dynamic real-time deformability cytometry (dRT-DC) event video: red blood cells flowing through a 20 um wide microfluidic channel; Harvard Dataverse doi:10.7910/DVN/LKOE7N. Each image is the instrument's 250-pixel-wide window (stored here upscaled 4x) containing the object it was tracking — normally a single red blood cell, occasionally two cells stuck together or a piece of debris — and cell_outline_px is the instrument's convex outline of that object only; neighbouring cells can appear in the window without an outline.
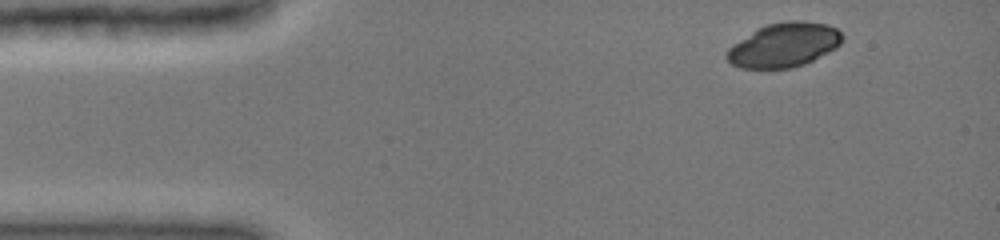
{"species": "common noctule bat (a hibernating species)", "species_latin": "Nyctalus noctula", "temperature_condition": "cold", "stored_images_in_passage": 4, "camera_frame_rate_fps": 3000, "um_per_image_px": 0.085, "animal": {"sex": "female", "body_mass_g": 19.0, "forearm_length_mm": 51.5}, "frame": {"image": 1, "passage_image": 1, "time_ms": 0.0, "image_size_px": [1000, 240], "cell_outline_px": [[840, 44], [836, 48], [804, 64], [788, 68], [744, 68], [732, 64], [728, 60], [728, 48], [756, 28], [768, 24], [792, 20], [796, 20], [828, 24], [836, 28], [840, 32]], "centroid_in_image_um": [66.64, 3.81], "position_along_channel_um": 18.4, "area_um2": 29.25}}
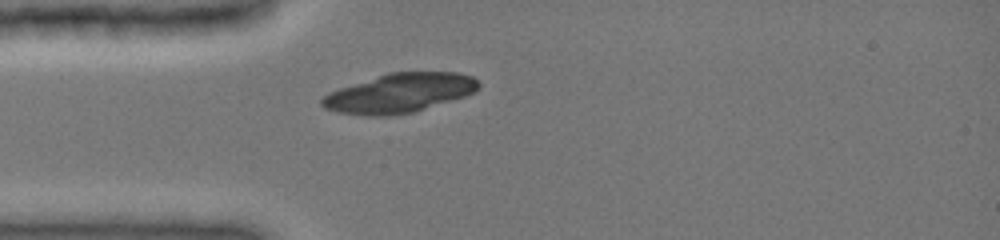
{"frame": {"image": 2, "passage_image": 4, "time_ms": 2.667, "image_size_px": [1000, 240], "cell_outline_px": [[480, 84], [472, 92], [464, 96], [412, 112], [384, 116], [368, 116], [340, 112], [324, 108], [320, 104], [320, 100], [324, 96], [340, 88], [392, 72], [456, 72], [472, 76]], "centroid_in_image_um": [33.94, 7.91], "position_along_channel_um": 51.1, "area_um2": 34.91}}